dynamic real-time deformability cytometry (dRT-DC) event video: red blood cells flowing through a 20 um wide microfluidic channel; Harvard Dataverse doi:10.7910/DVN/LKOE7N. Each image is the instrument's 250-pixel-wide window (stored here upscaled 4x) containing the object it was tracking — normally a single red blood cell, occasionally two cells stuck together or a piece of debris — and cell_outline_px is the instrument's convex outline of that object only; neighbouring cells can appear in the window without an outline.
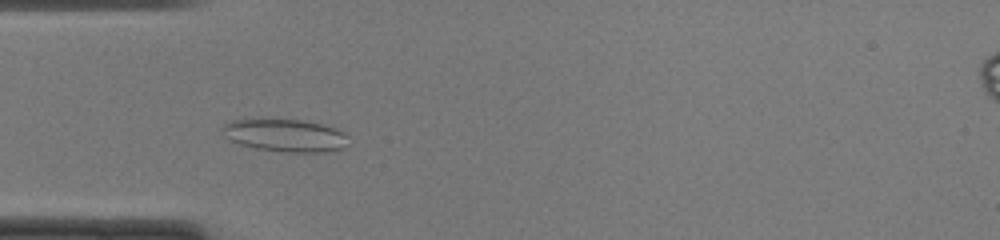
{"species": "common noctule bat (a hibernating species)", "species_latin": "Nyctalus noctula", "temperature_condition": "cold", "stored_images_in_passage": 47, "camera_frame_rate_fps": 3000, "um_per_image_px": 0.085, "animal": {"sex": "female", "body_mass_g": 22.0, "forearm_length_mm": 56.7}, "frame": {"image": 1, "passage_image": 13, "time_ms": 4.0, "image_size_px": [1000, 240], "cell_outline_px": [[348, 136], [344, 148], [324, 152], [280, 152], [256, 148], [240, 144], [228, 140], [224, 136], [220, 128], [224, 124], [232, 120], [304, 120], [336, 128], [344, 132]], "centroid_in_image_um": [24.22, 11.52], "position_along_channel_um": 60.8, "area_um2": 23.93}}
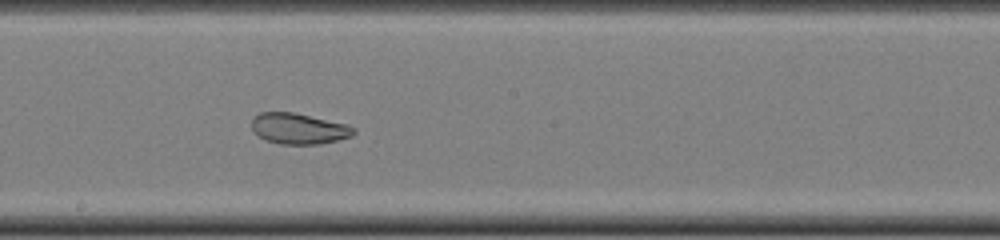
{"frame": {"image": 2, "passage_image": 25, "time_ms": 8.0, "image_size_px": [1000, 240], "cell_outline_px": [[356, 132], [352, 136], [320, 144], [280, 144], [268, 140], [260, 136], [252, 128], [252, 116], [260, 112], [292, 112], [348, 124], [356, 128]], "centroid_in_image_um": [25.42, 10.92], "position_along_channel_um": 222.8, "area_um2": 18.26}}
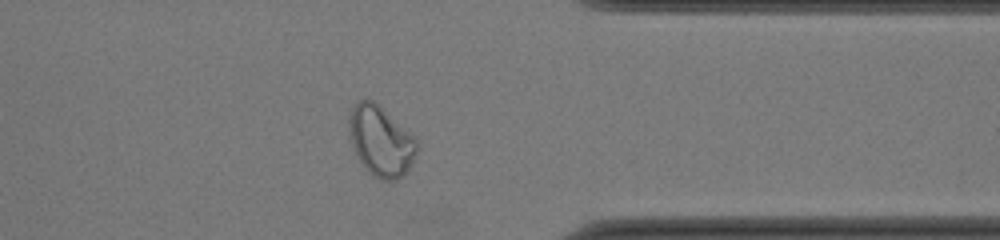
{"frame": {"image": 3, "passage_image": 37, "time_ms": 12.0, "image_size_px": [1000, 240], "cell_outline_px": [[420, 148], [408, 168], [396, 180], [380, 180], [372, 176], [360, 164], [348, 136], [348, 112], [360, 100], [372, 100], [416, 136], [420, 144]], "centroid_in_image_um": [32.36, 12.0], "position_along_channel_um": 379.0, "area_um2": 28.21}, "authors_computed_cell_mechanics": {"area_um2": 25.0274, "velocity_mm_per_s": 4.1069, "shape_relaxation_time_tau1_ms": null, "shape_relaxation_time_tau2_ms": 1.7452, "deformation_change_tau1": null, "deformation_change_tau2": 0.0713}}